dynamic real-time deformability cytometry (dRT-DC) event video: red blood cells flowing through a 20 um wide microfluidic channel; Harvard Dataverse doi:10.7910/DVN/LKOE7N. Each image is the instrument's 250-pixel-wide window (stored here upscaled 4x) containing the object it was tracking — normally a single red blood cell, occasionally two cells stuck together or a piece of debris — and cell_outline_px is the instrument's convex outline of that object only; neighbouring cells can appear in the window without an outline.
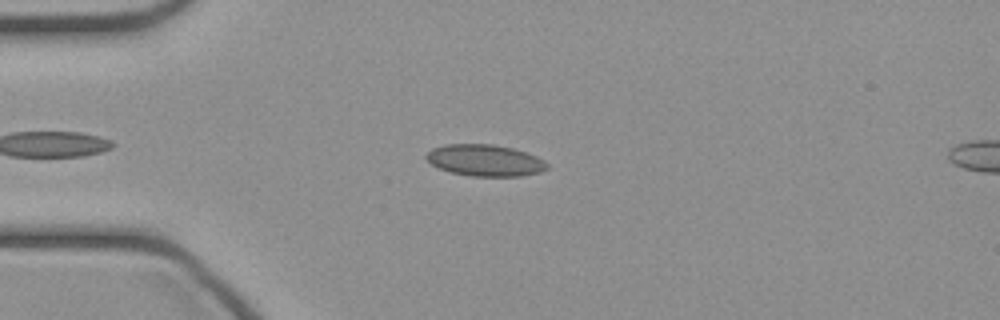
{"species": "common noctule bat (a hibernating species)", "species_latin": "Nyctalus noctula", "temperature_condition": "cold", "stored_images_in_passage": 11, "camera_frame_rate_fps": 3000, "um_per_image_px": 0.085, "animal": {"sex": "female", "body_mass_g": 21.9}, "frame": {"image": 1, "passage_image": 8, "time_ms": 2.333, "image_size_px": [1000, 320], "cell_outline_px": [[548, 168], [540, 172], [520, 176], [468, 176], [448, 172], [432, 164], [424, 156], [432, 148], [444, 144], [492, 144], [512, 148], [536, 156], [544, 160], [548, 164]], "centroid_in_image_um": [41.2, 13.63], "position_along_channel_um": 43.8, "area_um2": 22.25}}